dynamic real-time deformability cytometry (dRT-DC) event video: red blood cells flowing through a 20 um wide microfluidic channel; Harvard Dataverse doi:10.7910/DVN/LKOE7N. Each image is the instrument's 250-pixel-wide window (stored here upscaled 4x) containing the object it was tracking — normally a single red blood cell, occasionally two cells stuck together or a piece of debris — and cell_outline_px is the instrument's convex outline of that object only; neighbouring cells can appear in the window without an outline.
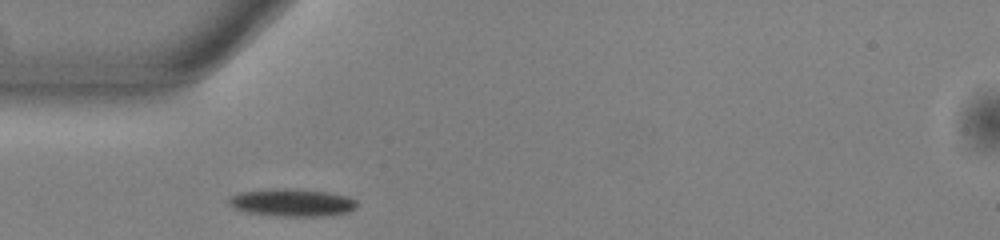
{"species": "common noctule bat (a hibernating species)", "species_latin": "Nyctalus noctula", "temperature_condition": "warm", "stored_images_in_passage": 37, "camera_frame_rate_fps": 3000, "um_per_image_px": 0.085, "animal": {"sex": "male", "body_mass_g": 13.0, "forearm_length_mm": 53.1}, "frame": {"image": 1, "passage_image": 1, "time_ms": 0.0, "image_size_px": [1000, 240], "cell_outline_px": [[356, 208], [348, 212], [328, 216], [276, 216], [248, 212], [236, 208], [228, 204], [228, 200], [232, 196], [240, 192], [268, 188], [288, 188], [328, 192], [352, 196], [356, 200]], "centroid_in_image_um": [24.87, 17.21], "position_along_channel_um": 60.1, "area_um2": 20.81}}
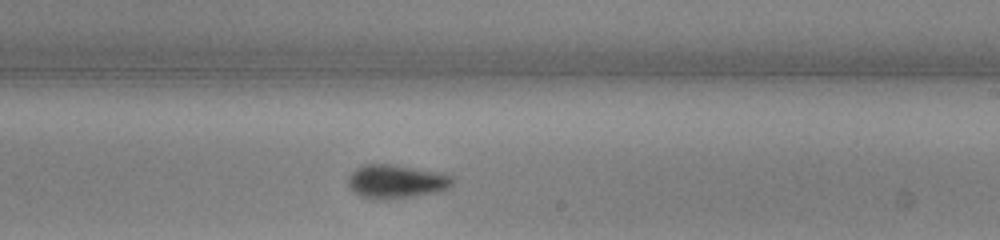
{"frame": {"image": 2, "passage_image": 16, "time_ms": 5.0, "image_size_px": [1000, 240], "cell_outline_px": [[456, 176], [452, 184], [448, 188], [440, 192], [416, 196], [384, 200], [380, 200], [360, 196], [352, 192], [348, 188], [348, 176], [356, 168], [364, 164], [392, 164], [444, 172]], "centroid_in_image_um": [33.72, 15.43], "position_along_channel_um": 255.3, "area_um2": 21.15}}
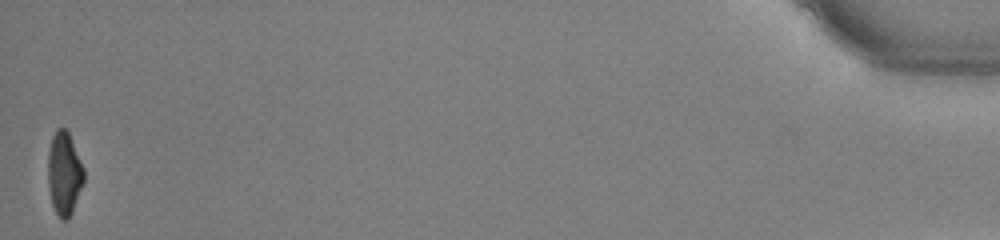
{"frame": {"image": 3, "passage_image": 37, "time_ms": 12.0, "image_size_px": [1000, 240], "cell_outline_px": [[84, 180], [72, 212], [68, 220], [60, 220], [52, 204], [48, 188], [48, 152], [52, 136], [56, 128], [64, 128], [68, 132], [84, 168]], "centroid_in_image_um": [5.44, 14.76], "position_along_channel_um": 429.8, "area_um2": 17.4}, "authors_computed_cell_mechanics": {"area_um2": 19.3052, "velocity_mm_per_s": 3.9542, "shape_relaxation_time_tau1_ms": 2.9956, "shape_relaxation_time_tau2_ms": 2.2463, "deformation_change_tau1": 0.1458, "deformation_change_tau2": 0.0942}}